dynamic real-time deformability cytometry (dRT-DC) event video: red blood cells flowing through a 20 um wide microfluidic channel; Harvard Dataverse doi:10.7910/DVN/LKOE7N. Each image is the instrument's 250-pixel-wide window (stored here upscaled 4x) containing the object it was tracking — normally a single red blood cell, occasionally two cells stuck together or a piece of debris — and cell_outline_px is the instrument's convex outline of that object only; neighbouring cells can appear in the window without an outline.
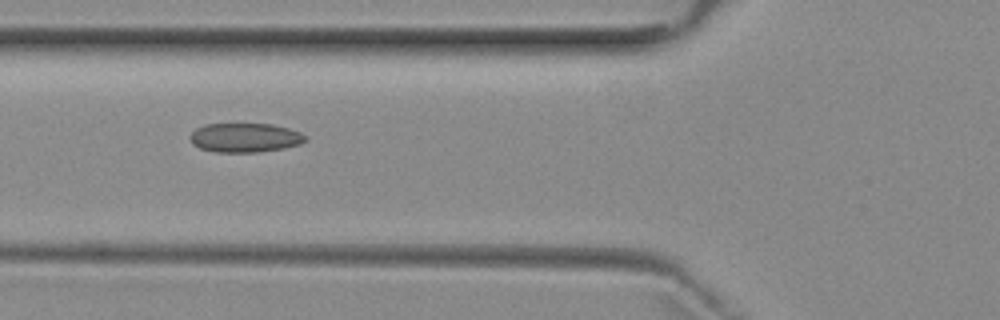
{"species": "common noctule bat (a hibernating species)", "species_latin": "Nyctalus noctula", "temperature_condition": "room temperature", "stored_images_in_passage": 5, "camera_frame_rate_fps": 3000, "um_per_image_px": 0.085, "animal": {"sex": "female", "body_mass_g": 29.2, "forearm_length_mm": 56.3}, "frame": {"image": 1, "passage_image": 3, "time_ms": 2.333, "image_size_px": [1000, 320], "cell_outline_px": [[308, 140], [300, 144], [284, 148], [260, 152], [212, 152], [200, 148], [192, 144], [188, 136], [196, 128], [204, 124], [272, 124], [288, 128], [300, 132]], "centroid_in_image_um": [20.79, 11.7], "position_along_channel_um": 105.0, "area_um2": 19.77}}
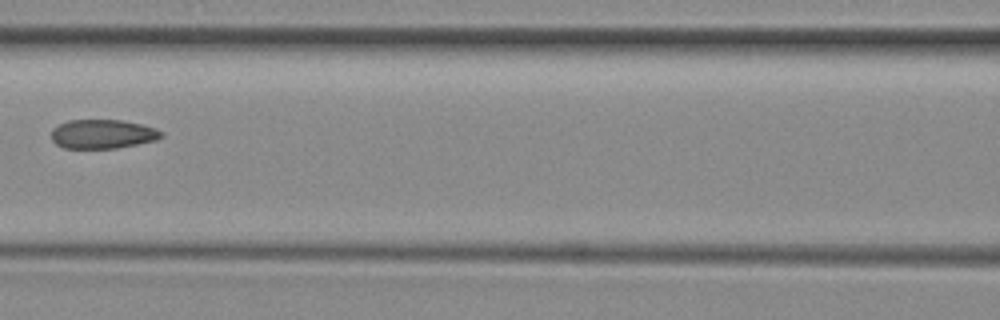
{"frame": {"image": 2, "passage_image": 4, "time_ms": 3.667, "image_size_px": [1000, 320], "cell_outline_px": [[164, 132], [156, 140], [116, 148], [64, 148], [56, 144], [52, 140], [52, 128], [68, 120], [120, 120], [140, 124], [156, 128]], "centroid_in_image_um": [8.7, 11.39], "position_along_channel_um": 157.9, "area_um2": 18.5}}
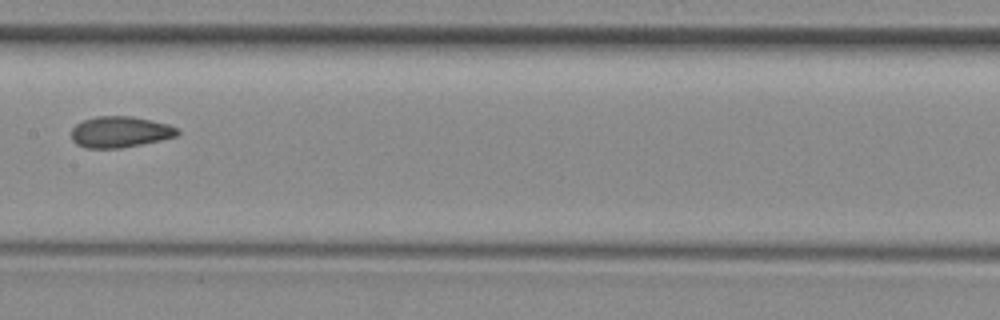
{"frame": {"image": 3, "passage_image": 5, "time_ms": 4.667, "image_size_px": [1000, 320], "cell_outline_px": [[180, 132], [176, 136], [160, 140], [120, 148], [84, 148], [76, 144], [72, 140], [72, 128], [76, 124], [84, 120], [96, 116], [132, 116], [152, 120], [168, 124], [176, 128]], "centroid_in_image_um": [10.18, 11.21], "position_along_channel_um": 197.2, "area_um2": 19.19}}